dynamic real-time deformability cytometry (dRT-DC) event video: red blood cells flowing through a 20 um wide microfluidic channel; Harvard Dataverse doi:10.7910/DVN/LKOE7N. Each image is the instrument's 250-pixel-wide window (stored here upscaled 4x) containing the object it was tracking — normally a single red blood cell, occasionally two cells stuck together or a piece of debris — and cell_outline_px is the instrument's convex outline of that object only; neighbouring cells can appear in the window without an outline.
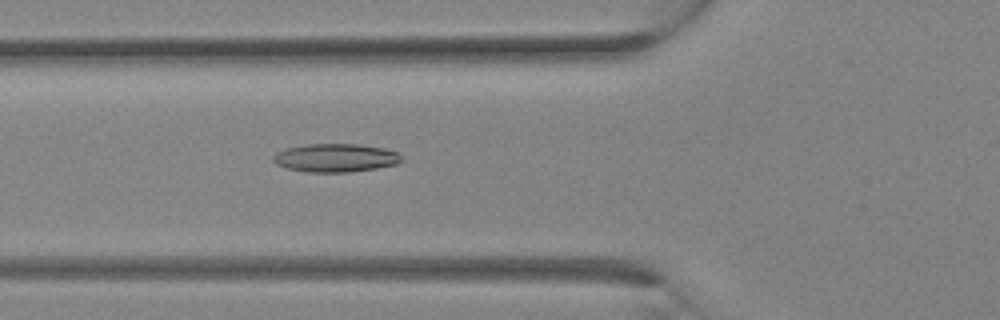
{"species": "Egyptian fruit bat (a non-hibernating species)", "species_latin": "Rousettus aegyptiacus", "temperature_condition": "room temperature", "stored_images_in_passage": 11, "camera_frame_rate_fps": 3000, "um_per_image_px": 0.085, "animal": {"sex": "female"}, "frame": {"image": 1, "passage_image": 11, "time_ms": 3.333, "image_size_px": [1000, 320], "cell_outline_px": [[404, 160], [396, 164], [376, 168], [348, 172], [308, 172], [288, 168], [276, 164], [272, 160], [272, 156], [276, 152], [284, 148], [304, 144], [360, 144], [384, 148], [400, 152]], "centroid_in_image_um": [28.53, 13.4], "position_along_channel_um": 97.3, "area_um2": 21.44}}